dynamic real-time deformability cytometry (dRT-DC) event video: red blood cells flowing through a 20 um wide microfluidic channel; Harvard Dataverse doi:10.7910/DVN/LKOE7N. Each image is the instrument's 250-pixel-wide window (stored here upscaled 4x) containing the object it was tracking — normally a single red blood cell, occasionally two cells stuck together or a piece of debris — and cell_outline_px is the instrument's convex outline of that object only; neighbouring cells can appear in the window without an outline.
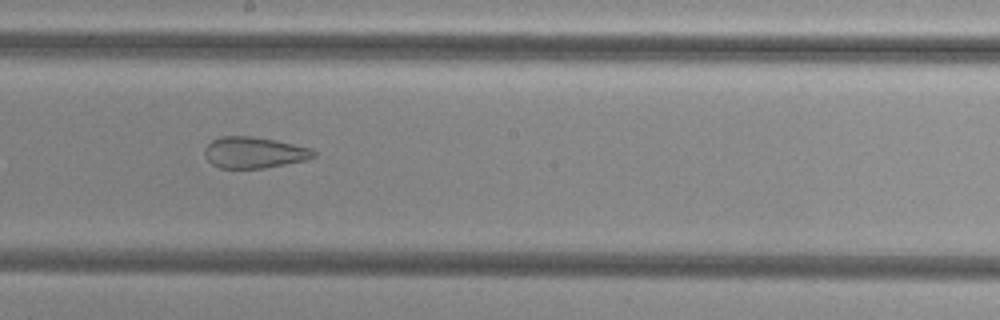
{"species": "common noctule bat (a hibernating species)", "species_latin": "Nyctalus noctula", "temperature_condition": "cold", "stored_images_in_passage": 33, "camera_frame_rate_fps": 3000, "um_per_image_px": 0.085, "animal": {"sex": "female", "body_mass_g": 29.2, "forearm_length_mm": 56.3}, "frame": {"image": 1, "passage_image": 15, "time_ms": 4.667, "image_size_px": [1000, 320], "cell_outline_px": [[316, 156], [304, 160], [264, 168], [220, 168], [212, 164], [204, 156], [204, 148], [212, 140], [220, 136], [252, 136], [276, 140], [312, 148], [316, 152]], "centroid_in_image_um": [21.58, 12.95], "position_along_channel_um": 226.6, "area_um2": 19.88}}